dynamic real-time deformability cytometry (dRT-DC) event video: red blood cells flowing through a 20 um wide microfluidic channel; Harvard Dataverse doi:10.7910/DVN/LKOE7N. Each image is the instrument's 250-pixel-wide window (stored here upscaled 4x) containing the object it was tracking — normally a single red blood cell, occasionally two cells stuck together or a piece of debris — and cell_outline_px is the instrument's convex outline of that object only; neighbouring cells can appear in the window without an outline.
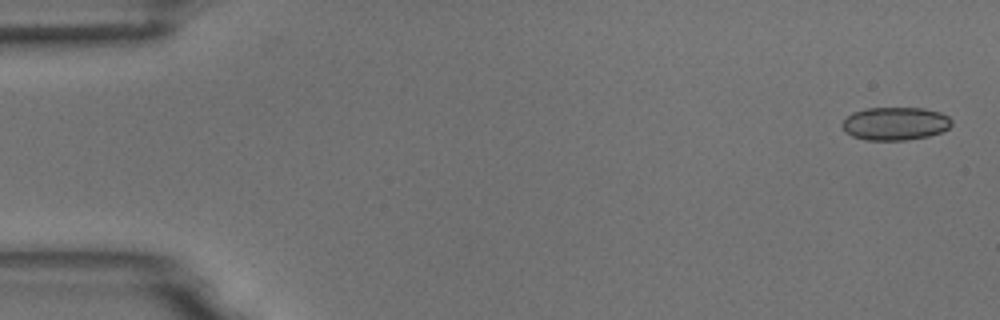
{"species": "common noctule bat (a hibernating species)", "species_latin": "Nyctalus noctula", "temperature_condition": "room temperature", "stored_images_in_passage": 5, "camera_frame_rate_fps": 3000, "um_per_image_px": 0.085, "animal": {"sex": "male", "body_mass_g": 18.8}, "frame": {"image": 1, "passage_image": 1, "time_ms": 0.0, "image_size_px": [1000, 320], "cell_outline_px": [[952, 124], [948, 128], [940, 132], [928, 136], [904, 140], [864, 140], [852, 136], [844, 132], [840, 124], [852, 112], [864, 108], [924, 108], [940, 112], [948, 116], [952, 120]], "centroid_in_image_um": [76.06, 10.5], "position_along_channel_um": 8.9, "area_um2": 21.27}}
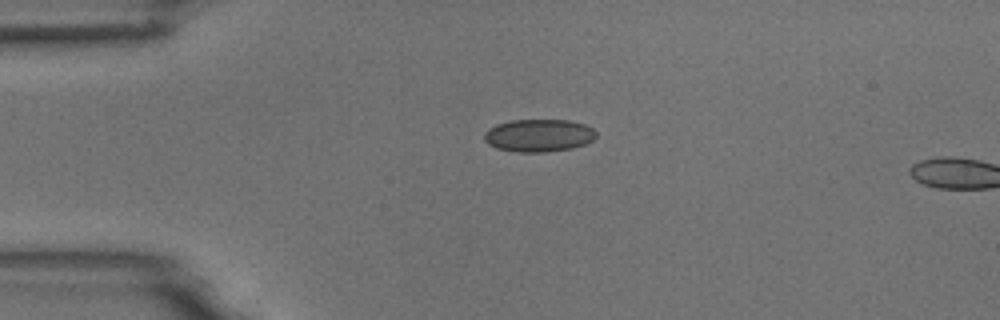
{"frame": {"image": 2, "passage_image": 4, "time_ms": 1.0, "image_size_px": [1000, 320], "cell_outline_px": [[596, 136], [592, 140], [584, 144], [572, 148], [544, 152], [516, 152], [496, 148], [488, 144], [484, 140], [484, 132], [488, 128], [496, 124], [512, 120], [568, 120], [584, 124], [592, 128], [596, 132]], "centroid_in_image_um": [45.76, 11.51], "position_along_channel_um": 39.2, "area_um2": 21.33}}